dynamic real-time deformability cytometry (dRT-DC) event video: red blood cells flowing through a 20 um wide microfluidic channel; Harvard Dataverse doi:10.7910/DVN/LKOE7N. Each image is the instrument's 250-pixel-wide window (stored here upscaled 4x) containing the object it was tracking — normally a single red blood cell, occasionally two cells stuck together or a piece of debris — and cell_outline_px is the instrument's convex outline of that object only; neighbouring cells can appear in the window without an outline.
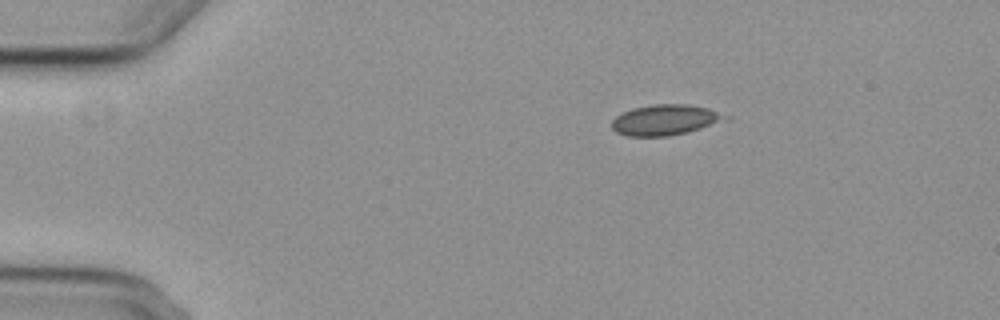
{"species": "common noctule bat (a hibernating species)", "species_latin": "Nyctalus noctula", "temperature_condition": "cold", "stored_images_in_passage": 3, "camera_frame_rate_fps": 3000, "um_per_image_px": 0.085, "animal": {"sex": "female", "body_mass_g": 29.2, "forearm_length_mm": 56.3}, "frame": {"image": 1, "passage_image": 1, "time_ms": 0.0, "image_size_px": [1000, 320], "cell_outline_px": [[732, 116], [728, 120], [688, 132], [668, 136], [628, 136], [616, 132], [612, 128], [612, 120], [616, 116], [632, 108], [652, 104], [688, 104], [708, 108]], "centroid_in_image_um": [56.58, 10.18], "position_along_channel_um": 28.4, "area_um2": 20.4}}